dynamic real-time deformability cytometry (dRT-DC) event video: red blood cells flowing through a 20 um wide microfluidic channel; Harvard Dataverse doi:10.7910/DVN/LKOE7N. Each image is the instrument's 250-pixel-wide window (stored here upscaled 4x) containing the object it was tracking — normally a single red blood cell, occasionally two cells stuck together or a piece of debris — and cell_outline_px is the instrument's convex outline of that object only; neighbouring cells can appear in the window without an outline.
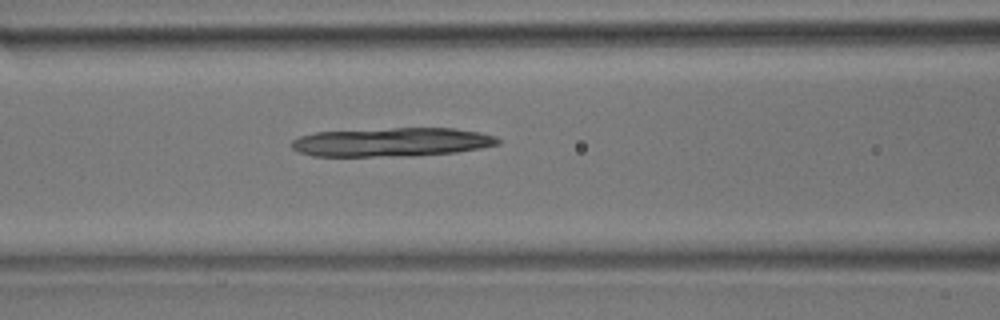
{"species": "common noctule bat (a hibernating species)", "species_latin": "Nyctalus noctula", "temperature_condition": "room temperature", "stored_images_in_passage": 49, "camera_frame_rate_fps": 3000, "um_per_image_px": 0.085, "animal": {"sex": "male", "body_mass_g": 17.9}, "frame": {"image": 1, "passage_image": 20, "time_ms": 6.333, "image_size_px": [1000, 320], "cell_outline_px": [[500, 144], [480, 148], [456, 152], [416, 156], [312, 156], [300, 152], [292, 148], [292, 140], [300, 136], [316, 132], [392, 128], [452, 128], [480, 132], [496, 136], [500, 140]], "centroid_in_image_um": [33.33, 12.08], "position_along_channel_um": 133.3, "area_um2": 34.74}}